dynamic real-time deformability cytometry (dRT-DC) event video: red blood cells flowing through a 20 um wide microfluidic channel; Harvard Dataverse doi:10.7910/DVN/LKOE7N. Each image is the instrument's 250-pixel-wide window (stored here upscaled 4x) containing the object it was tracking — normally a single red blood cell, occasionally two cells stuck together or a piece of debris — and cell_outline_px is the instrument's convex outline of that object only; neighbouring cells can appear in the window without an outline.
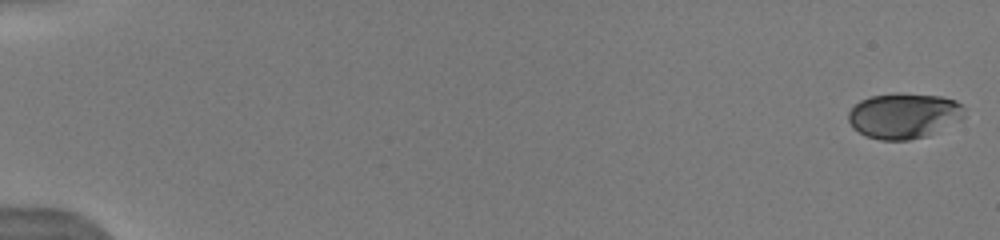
{"species": "human", "species_latin": "Homo sapiens", "temperature_condition": "warm", "stored_images_in_passage": 33, "camera_frame_rate_fps": 3000, "um_per_image_px": 0.085, "donor": {"sex": "male"}, "frame": {"image": 1, "passage_image": 1, "time_ms": 0.0, "image_size_px": [1000, 240], "cell_outline_px": [[964, 116], [960, 120], [928, 136], [908, 140], [880, 140], [868, 136], [852, 128], [848, 120], [848, 112], [860, 100], [872, 96], [940, 96], [956, 100], [964, 108]], "centroid_in_image_um": [76.83, 9.89], "position_along_channel_um": 8.2, "area_um2": 29.88}}
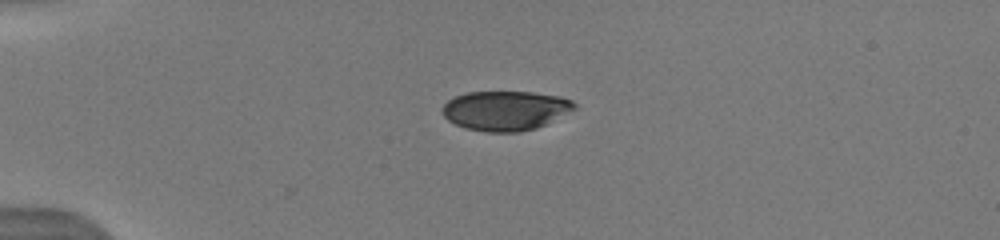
{"frame": {"image": 2, "passage_image": 21, "time_ms": 4.333, "image_size_px": [1000, 240], "cell_outline_px": [[576, 108], [548, 124], [536, 128], [520, 132], [488, 132], [464, 128], [448, 120], [444, 116], [440, 108], [448, 100], [456, 96], [468, 92], [532, 92], [560, 96], [572, 100], [576, 104]], "centroid_in_image_um": [42.97, 9.4], "position_along_channel_um": 42.0, "area_um2": 30.63}}